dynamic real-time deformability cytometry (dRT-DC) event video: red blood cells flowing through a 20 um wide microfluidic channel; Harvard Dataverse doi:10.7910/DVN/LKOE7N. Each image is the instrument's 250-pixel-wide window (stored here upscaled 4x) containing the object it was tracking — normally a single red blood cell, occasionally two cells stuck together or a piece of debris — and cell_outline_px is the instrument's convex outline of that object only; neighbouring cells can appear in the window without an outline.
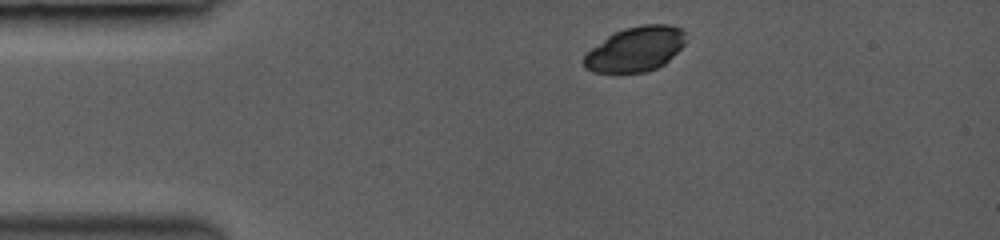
{"species": "common noctule bat (a hibernating species)", "species_latin": "Nyctalus noctula", "temperature_condition": "room temperature", "stored_images_in_passage": 3, "camera_frame_rate_fps": 3000, "um_per_image_px": 0.085, "animal": {"sex": "female", "body_mass_g": 19.0, "forearm_length_mm": 53.3}, "frame": {"image": 1, "passage_image": 1, "time_ms": 0.0, "image_size_px": [1000, 240], "cell_outline_px": [[684, 44], [664, 64], [656, 68], [644, 72], [596, 72], [584, 68], [584, 56], [592, 48], [612, 32], [624, 28], [644, 24], [668, 24], [680, 28], [684, 32]], "centroid_in_image_um": [54.0, 4.16], "position_along_channel_um": 31.0, "area_um2": 26.3}}